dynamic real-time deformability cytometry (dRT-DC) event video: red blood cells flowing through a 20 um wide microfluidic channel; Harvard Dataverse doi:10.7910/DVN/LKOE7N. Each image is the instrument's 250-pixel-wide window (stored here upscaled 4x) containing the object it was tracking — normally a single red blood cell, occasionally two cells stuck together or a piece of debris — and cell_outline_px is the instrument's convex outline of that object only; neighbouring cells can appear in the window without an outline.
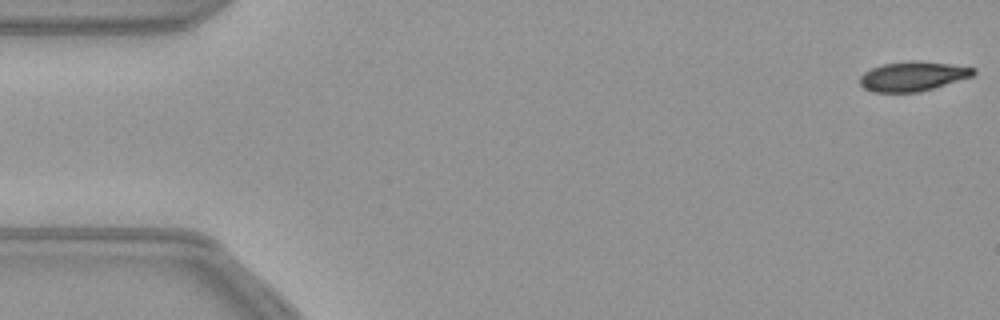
{"species": "common noctule bat (a hibernating species)", "species_latin": "Nyctalus noctula", "temperature_condition": "warm", "stored_images_in_passage": 54, "camera_frame_rate_fps": 3000, "um_per_image_px": 0.085, "animal": {"sex": "female", "body_mass_g": 21.9}, "frame": {"image": 1, "passage_image": 1, "time_ms": 0.0, "image_size_px": [1000, 320], "cell_outline_px": [[976, 72], [972, 76], [920, 92], [872, 92], [864, 88], [860, 84], [860, 76], [864, 72], [872, 68], [884, 64], [908, 60], [916, 60], [948, 64], [976, 68]], "centroid_in_image_um": [77.57, 6.48], "position_along_channel_um": 7.4, "area_um2": 19.48}}
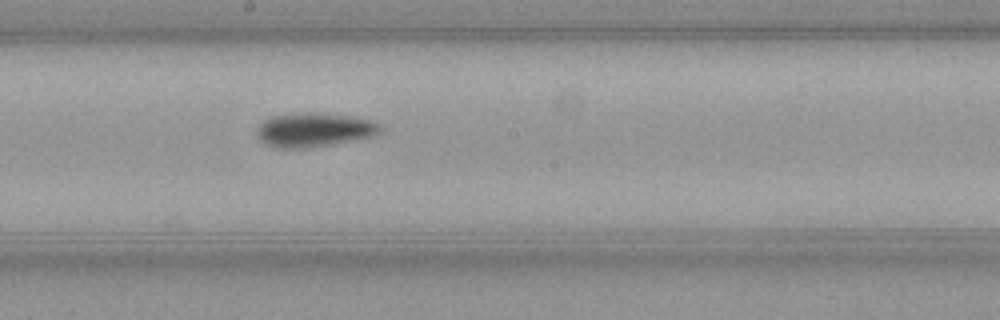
{"frame": {"image": 2, "passage_image": 29, "time_ms": 9.333, "image_size_px": [1000, 320], "cell_outline_px": [[384, 128], [376, 136], [356, 140], [308, 148], [280, 148], [264, 144], [256, 136], [256, 128], [264, 120], [272, 116], [320, 112], [352, 116], [368, 120], [380, 124]], "centroid_in_image_um": [26.72, 11.05], "position_along_channel_um": 221.5, "area_um2": 24.68}}
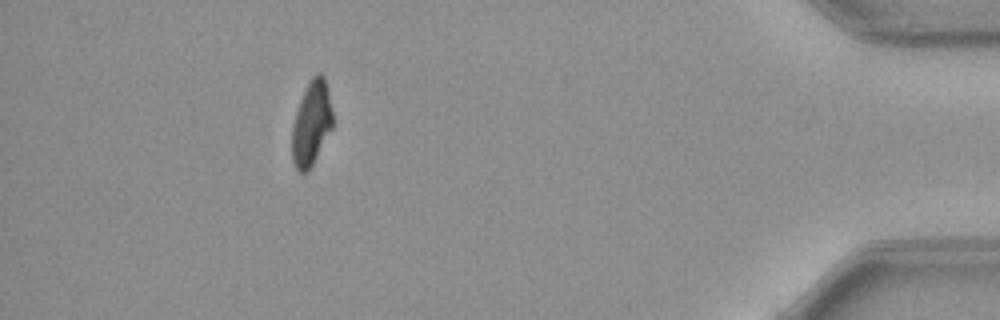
{"frame": {"image": 3, "passage_image": 49, "time_ms": 16.0, "image_size_px": [1000, 320], "cell_outline_px": [[332, 128], [312, 164], [304, 172], [300, 172], [296, 168], [292, 160], [292, 124], [300, 100], [312, 76], [316, 72], [320, 72], [324, 76], [328, 88], [332, 108]], "centroid_in_image_um": [26.47, 10.43], "position_along_channel_um": 408.7, "area_um2": 19.77}}